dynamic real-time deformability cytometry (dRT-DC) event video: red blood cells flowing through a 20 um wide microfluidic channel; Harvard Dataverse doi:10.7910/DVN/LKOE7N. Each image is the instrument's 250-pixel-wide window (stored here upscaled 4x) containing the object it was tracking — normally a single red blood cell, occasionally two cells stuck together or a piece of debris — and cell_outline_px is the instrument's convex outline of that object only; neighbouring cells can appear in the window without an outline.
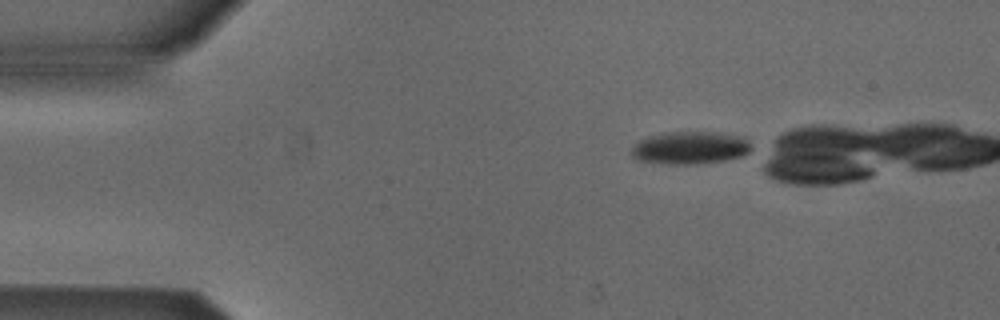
{"species": "Egyptian fruit bat (a non-hibernating species)", "species_latin": "Rousettus aegyptiacus", "temperature_condition": "cold", "stored_images_in_passage": 15, "camera_frame_rate_fps": 3000, "um_per_image_px": 0.085, "animal": {"sex": "male"}, "frame": {"image": 1, "passage_image": 1, "time_ms": 0.0, "image_size_px": [1000, 320], "cell_outline_px": [[752, 148], [748, 152], [740, 156], [724, 160], [696, 164], [668, 164], [640, 160], [632, 156], [632, 148], [640, 140], [664, 132], [716, 132], [744, 136], [748, 140]], "centroid_in_image_um": [58.7, 12.55], "position_along_channel_um": 26.3, "area_um2": 22.6}}
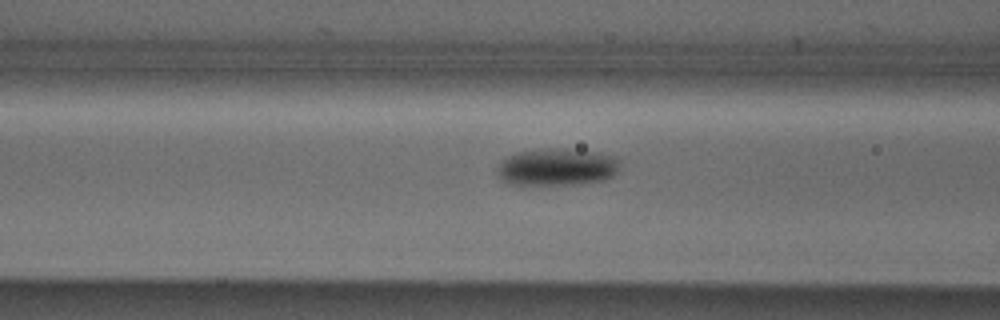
{"frame": {"image": 2, "passage_image": 13, "time_ms": 4.0, "image_size_px": [1000, 320], "cell_outline_px": [[620, 160], [616, 172], [612, 176], [604, 180], [580, 184], [508, 184], [500, 176], [496, 168], [508, 156], [516, 152], [552, 148], [568, 148], [596, 152], [616, 156]], "centroid_in_image_um": [47.38, 14.18], "position_along_channel_um": 119.2, "area_um2": 26.53}}